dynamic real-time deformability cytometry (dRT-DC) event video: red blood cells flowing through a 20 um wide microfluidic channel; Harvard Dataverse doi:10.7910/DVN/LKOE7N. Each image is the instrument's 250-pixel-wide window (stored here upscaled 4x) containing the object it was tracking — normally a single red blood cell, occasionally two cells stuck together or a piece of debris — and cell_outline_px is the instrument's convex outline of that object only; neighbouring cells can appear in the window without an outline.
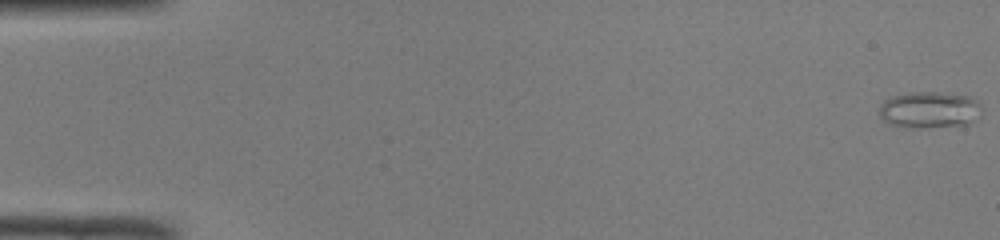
{"species": "common noctule bat (a hibernating species)", "species_latin": "Nyctalus noctula", "temperature_condition": "room temperature", "stored_images_in_passage": 50, "camera_frame_rate_fps": 3000, "um_per_image_px": 0.085, "animal": {"sex": "male", "body_mass_g": 19.0, "forearm_length_mm": 50.8}, "frame": {"image": 1, "passage_image": 1, "time_ms": 0.0, "image_size_px": [1000, 240], "cell_outline_px": [[980, 116], [968, 124], [924, 128], [912, 128], [888, 124], [880, 116], [880, 104], [884, 100], [892, 96], [908, 92], [940, 92], [972, 96], [980, 104]], "centroid_in_image_um": [79.0, 9.33], "position_along_channel_um": 6.0, "area_um2": 22.08}}
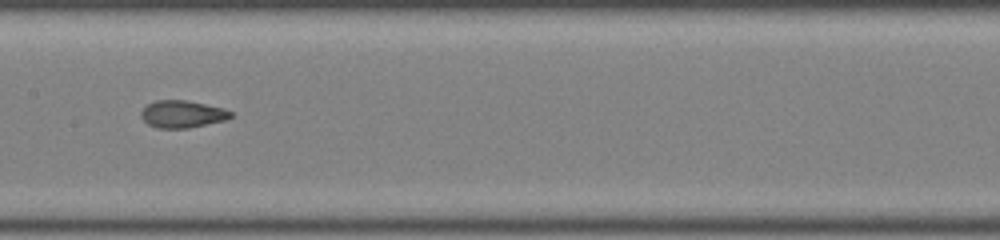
{"frame": {"image": 2, "passage_image": 26, "time_ms": 8.333, "image_size_px": [1000, 240], "cell_outline_px": [[232, 116], [224, 120], [188, 128], [156, 128], [148, 124], [140, 116], [140, 112], [148, 104], [156, 100], [188, 100], [224, 108], [232, 112]], "centroid_in_image_um": [15.48, 9.69], "position_along_channel_um": 191.9, "area_um2": 14.22}}
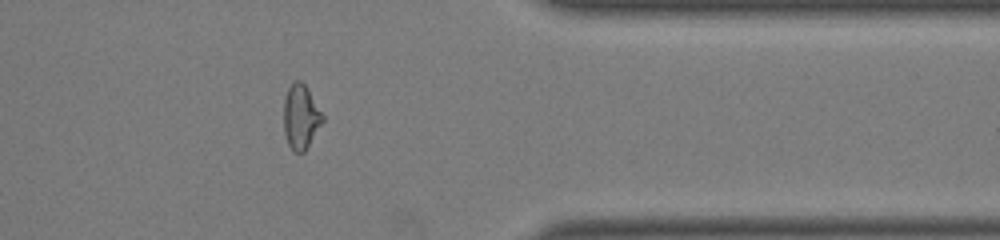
{"frame": {"image": 3, "passage_image": 41, "time_ms": 13.333, "image_size_px": [1000, 240], "cell_outline_px": [[324, 120], [304, 152], [292, 152], [288, 144], [284, 132], [284, 100], [288, 88], [292, 80], [300, 80], [304, 84], [324, 116]], "centroid_in_image_um": [25.55, 9.93], "position_along_channel_um": 385.8, "area_um2": 14.51}, "authors_computed_cell_mechanics": {"area_um2": 15.317, "velocity_mm_per_s": 4.1374, "shape_relaxation_time_tau1_ms": 7.1394, "shape_relaxation_time_tau2_ms": 1.207, "deformation_change_tau1": 0.1927, "deformation_change_tau2": 0.0728}}